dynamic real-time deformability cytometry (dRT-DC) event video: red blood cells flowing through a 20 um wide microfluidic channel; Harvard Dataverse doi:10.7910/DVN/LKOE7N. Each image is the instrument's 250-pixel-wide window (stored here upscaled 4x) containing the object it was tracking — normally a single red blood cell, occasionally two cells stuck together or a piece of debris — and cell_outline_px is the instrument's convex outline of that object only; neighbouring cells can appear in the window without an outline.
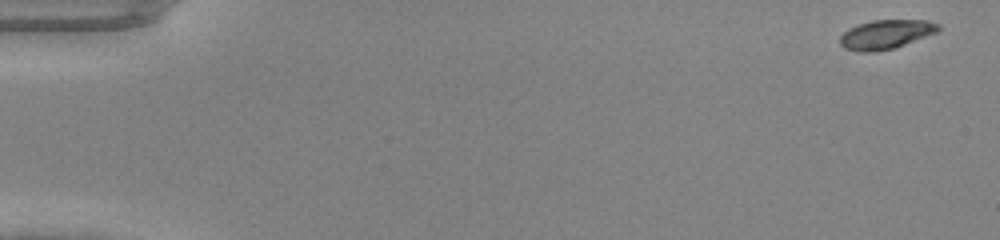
{"species": "common noctule bat (a hibernating species)", "species_latin": "Nyctalus noctula", "temperature_condition": "warm", "stored_images_in_passage": 48, "camera_frame_rate_fps": 3000, "um_per_image_px": 0.085, "animal": {"sex": "male", "body_mass_g": 20.0, "forearm_length_mm": 53.3}, "frame": {"image": 1, "passage_image": 1, "time_ms": 0.0, "image_size_px": [1000, 240], "cell_outline_px": [[940, 32], [892, 48], [876, 52], [864, 52], [844, 48], [840, 44], [840, 36], [848, 28], [872, 20], [928, 20], [940, 24]], "centroid_in_image_um": [75.33, 2.91], "position_along_channel_um": 9.7, "area_um2": 16.7}}
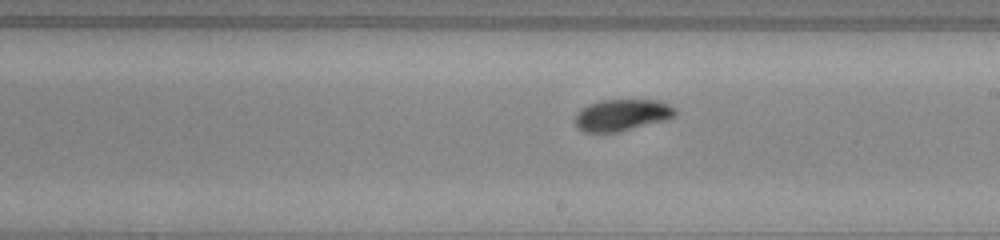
{"frame": {"image": 2, "passage_image": 28, "time_ms": 9.0, "image_size_px": [1000, 240], "cell_outline_px": [[676, 116], [668, 120], [620, 132], [584, 132], [576, 128], [576, 112], [580, 108], [588, 104], [600, 100], [656, 100], [668, 104], [676, 108]], "centroid_in_image_um": [52.87, 9.78], "position_along_channel_um": 236.1, "area_um2": 18.79}}
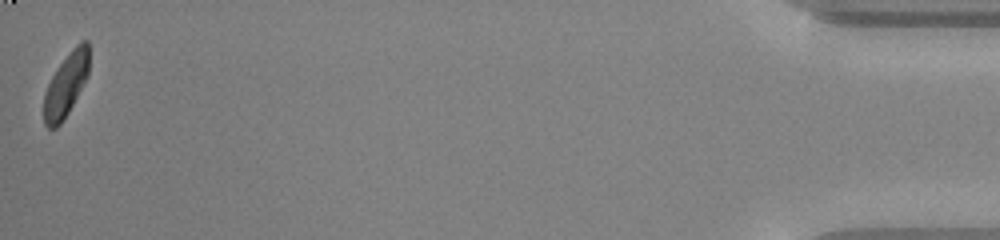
{"frame": {"image": 3, "passage_image": 48, "time_ms": 15.667, "image_size_px": [1000, 240], "cell_outline_px": [[88, 76], [68, 112], [60, 124], [56, 128], [48, 128], [44, 124], [44, 92], [52, 76], [60, 64], [72, 48], [80, 40], [88, 40]], "centroid_in_image_um": [5.6, 7.2], "position_along_channel_um": 429.6, "area_um2": 16.47}}